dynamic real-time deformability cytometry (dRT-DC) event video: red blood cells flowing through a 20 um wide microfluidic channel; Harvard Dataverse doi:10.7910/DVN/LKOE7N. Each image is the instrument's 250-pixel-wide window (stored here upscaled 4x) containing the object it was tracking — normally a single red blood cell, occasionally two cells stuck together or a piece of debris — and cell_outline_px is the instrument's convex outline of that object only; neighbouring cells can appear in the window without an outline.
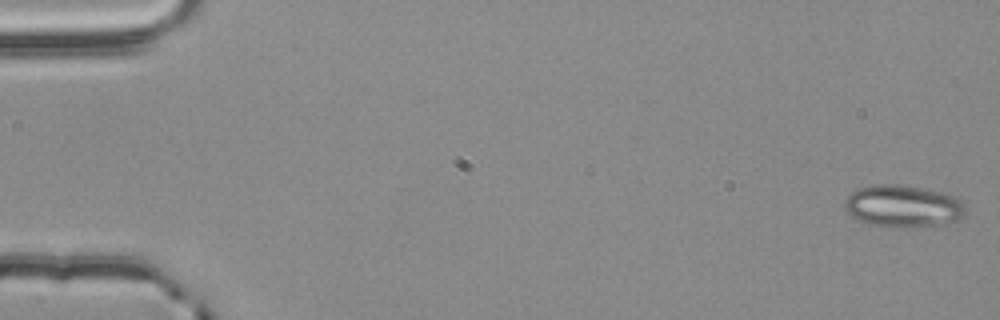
{"species": "common noctule bat (a hibernating species)", "species_latin": "Nyctalus noctula", "temperature_condition": "room temperature", "stored_images_in_passage": 56, "camera_frame_rate_fps": 3000, "um_per_image_px": 0.085, "animal": {"sex": "male", "body_mass_g": 20.4}, "frame": {"image": 1, "passage_image": 1, "time_ms": 0.0, "image_size_px": [1000, 320], "cell_outline_px": [[964, 216], [952, 224], [904, 228], [900, 228], [868, 224], [852, 216], [844, 208], [844, 200], [856, 188], [876, 184], [900, 184], [940, 192], [956, 196], [964, 204]], "centroid_in_image_um": [76.77, 17.54], "position_along_channel_um": 8.2, "area_um2": 30.06}}
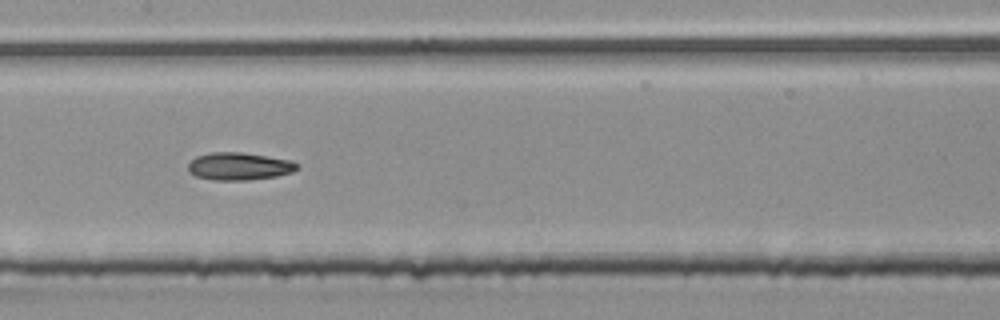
{"frame": {"image": 2, "passage_image": 28, "time_ms": 9.0, "image_size_px": [1000, 320], "cell_outline_px": [[300, 168], [292, 172], [276, 176], [248, 180], [212, 180], [196, 176], [188, 172], [188, 164], [196, 156], [208, 152], [240, 152], [292, 160], [300, 164]], "centroid_in_image_um": [20.34, 14.13], "position_along_channel_um": 187.1, "area_um2": 17.69}}
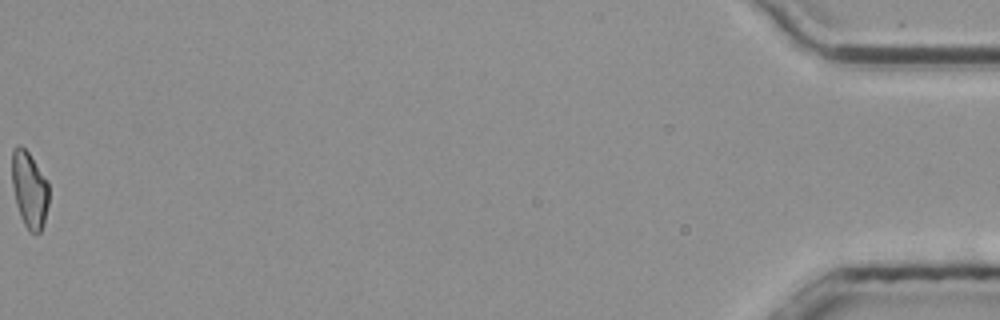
{"frame": {"image": 3, "passage_image": 56, "time_ms": 18.333, "image_size_px": [1000, 320], "cell_outline_px": [[48, 204], [44, 224], [40, 232], [28, 232], [20, 216], [16, 204], [12, 184], [12, 148], [20, 144], [28, 152], [48, 180]], "centroid_in_image_um": [2.5, 16.12], "position_along_channel_um": 432.7, "area_um2": 16.53}, "authors_computed_cell_mechanics": {"area_um2": 17.3111, "velocity_mm_per_s": 3.7911, "shape_relaxation_time_tau1_ms": null, "shape_relaxation_time_tau2_ms": 4.3949, "deformation_change_tau1": null, "deformation_change_tau2": 0.1027}}